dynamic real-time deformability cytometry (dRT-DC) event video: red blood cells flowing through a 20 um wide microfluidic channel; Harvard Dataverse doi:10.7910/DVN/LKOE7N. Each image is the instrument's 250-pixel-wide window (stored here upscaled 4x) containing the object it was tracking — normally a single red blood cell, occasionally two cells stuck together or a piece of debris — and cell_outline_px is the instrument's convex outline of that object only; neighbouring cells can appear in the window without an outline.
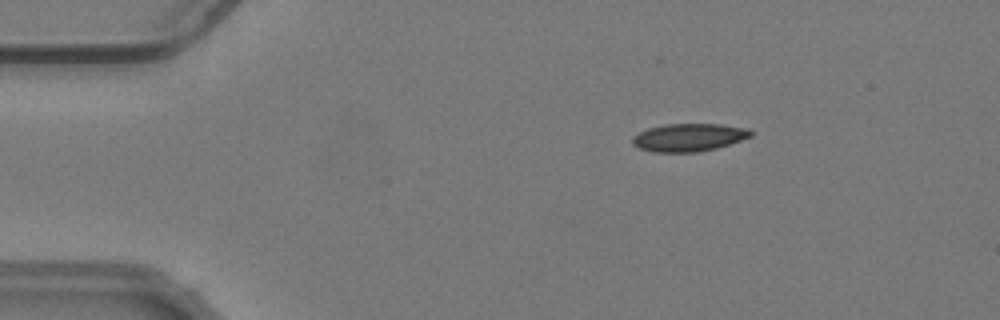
{"species": "common noctule bat (a hibernating species)", "species_latin": "Nyctalus noctula", "temperature_condition": "warm", "stored_images_in_passage": 55, "camera_frame_rate_fps": 3000, "um_per_image_px": 0.085, "animal": {"sex": "male", "body_mass_g": 19.2, "forearm_length_mm": 51.8}, "frame": {"image": 1, "passage_image": 10, "time_ms": 3.0, "image_size_px": [1000, 320], "cell_outline_px": [[752, 136], [716, 148], [696, 152], [652, 152], [640, 148], [632, 144], [632, 136], [648, 128], [664, 124], [720, 124], [748, 128], [752, 132]], "centroid_in_image_um": [58.52, 11.67], "position_along_channel_um": 26.5, "area_um2": 19.13}}
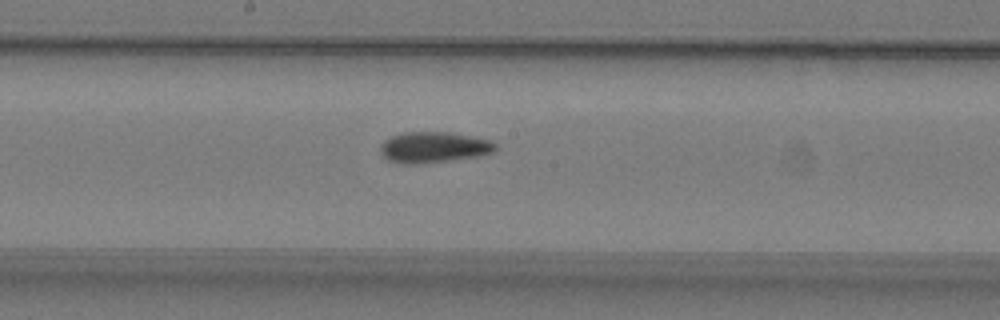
{"frame": {"image": 2, "passage_image": 30, "time_ms": 9.667, "image_size_px": [1000, 320], "cell_outline_px": [[496, 152], [480, 156], [452, 160], [412, 164], [404, 164], [388, 160], [380, 152], [380, 144], [384, 140], [392, 136], [404, 132], [452, 132], [492, 140], [496, 144]], "centroid_in_image_um": [36.9, 12.51], "position_along_channel_um": 211.3, "area_um2": 20.92}}
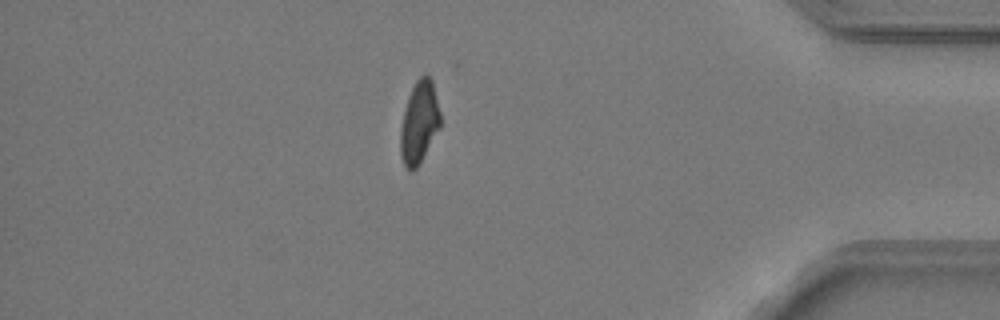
{"frame": {"image": 3, "passage_image": 48, "time_ms": 15.667, "image_size_px": [1000, 320], "cell_outline_px": [[440, 128], [416, 168], [408, 168], [404, 164], [400, 156], [400, 128], [408, 96], [416, 80], [424, 72], [432, 80], [440, 112]], "centroid_in_image_um": [35.63, 10.35], "position_along_channel_um": 399.6, "area_um2": 18.9}, "authors_computed_cell_mechanics": {"area_um2": 19.652, "velocity_mm_per_s": 3.787, "shape_relaxation_time_tau1_ms": 9.22, "shape_relaxation_time_tau2_ms": 2.9567, "deformation_change_tau1": 0.2318, "deformation_change_tau2": 0.0947}}